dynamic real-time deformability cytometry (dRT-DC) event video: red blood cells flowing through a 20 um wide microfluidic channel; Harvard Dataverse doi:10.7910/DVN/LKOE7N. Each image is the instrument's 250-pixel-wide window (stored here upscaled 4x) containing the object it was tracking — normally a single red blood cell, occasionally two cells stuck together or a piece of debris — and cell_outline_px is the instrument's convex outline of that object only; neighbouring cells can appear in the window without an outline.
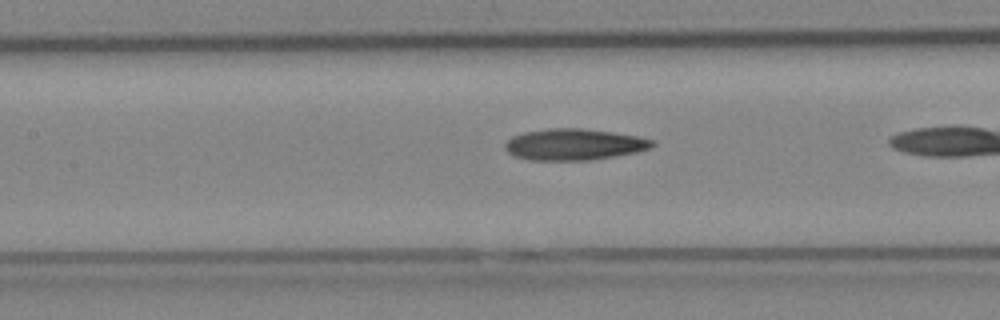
{"species": "Egyptian fruit bat (a non-hibernating species)", "species_latin": "Rousettus aegyptiacus", "temperature_condition": "cold", "stored_images_in_passage": 38, "camera_frame_rate_fps": 3000, "um_per_image_px": 0.085, "animal": {"sex": "female"}, "frame": {"image": 1, "passage_image": 21, "time_ms": 6.667, "image_size_px": [1000, 320], "cell_outline_px": [[656, 144], [652, 148], [636, 152], [588, 160], [528, 160], [516, 156], [508, 152], [504, 148], [504, 144], [512, 136], [524, 132], [548, 128], [580, 128], [612, 132], [636, 136], [656, 140]], "centroid_in_image_um": [48.8, 12.27], "position_along_channel_um": 158.6, "area_um2": 26.88}}
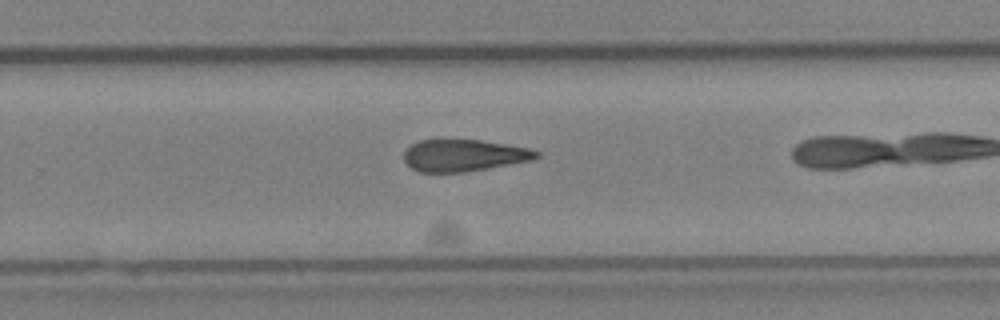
{"frame": {"image": 2, "passage_image": 31, "time_ms": 10.0, "image_size_px": [1000, 320], "cell_outline_px": [[540, 156], [532, 160], [464, 172], [420, 172], [412, 168], [404, 160], [404, 152], [412, 144], [420, 140], [480, 140], [528, 148], [540, 152]], "centroid_in_image_um": [39.42, 13.21], "position_along_channel_um": 290.4, "area_um2": 24.28}}
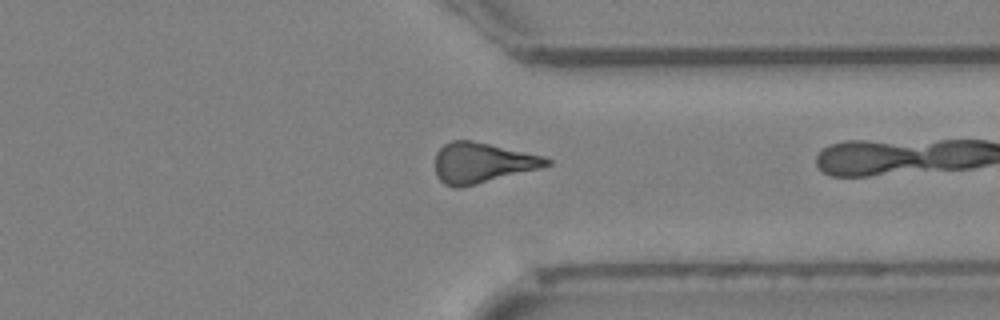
{"frame": {"image": 3, "passage_image": 37, "time_ms": 12.0, "image_size_px": [1000, 320], "cell_outline_px": [[552, 164], [540, 168], [460, 188], [452, 188], [444, 184], [436, 176], [436, 152], [444, 144], [452, 140], [472, 140], [544, 156], [552, 160]], "centroid_in_image_um": [40.97, 13.84], "position_along_channel_um": 370.4, "area_um2": 26.18}}